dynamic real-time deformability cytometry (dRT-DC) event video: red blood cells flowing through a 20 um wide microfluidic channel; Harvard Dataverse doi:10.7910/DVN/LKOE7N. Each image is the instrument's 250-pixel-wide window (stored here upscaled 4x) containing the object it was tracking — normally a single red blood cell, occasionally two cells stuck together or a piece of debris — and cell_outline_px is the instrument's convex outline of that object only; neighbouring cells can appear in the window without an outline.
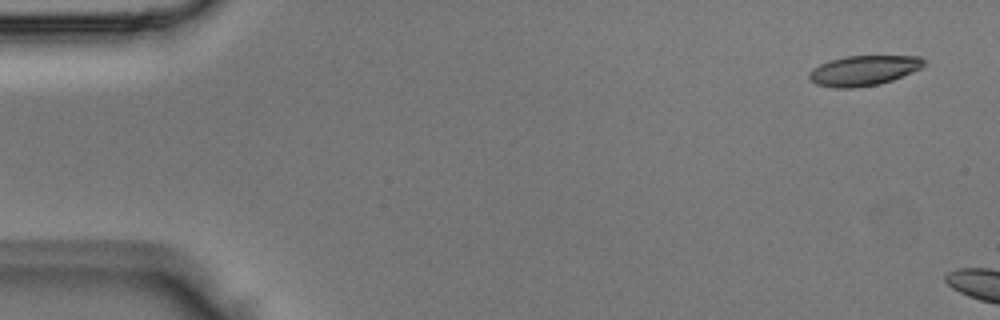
{"species": "Egyptian fruit bat (a non-hibernating species)", "species_latin": "Rousettus aegyptiacus", "temperature_condition": "room temperature", "stored_images_in_passage": 2, "camera_frame_rate_fps": 3000, "um_per_image_px": 0.085, "animal": {"sex": "male"}, "frame": {"image": 1, "passage_image": 1, "time_ms": 0.0, "image_size_px": [1000, 320], "cell_outline_px": [[924, 64], [920, 68], [912, 72], [892, 80], [876, 84], [852, 88], [832, 88], [816, 84], [808, 80], [808, 72], [812, 68], [828, 60], [844, 56], [920, 56], [924, 60]], "centroid_in_image_um": [73.33, 5.99], "position_along_channel_um": 11.7, "area_um2": 20.17}}